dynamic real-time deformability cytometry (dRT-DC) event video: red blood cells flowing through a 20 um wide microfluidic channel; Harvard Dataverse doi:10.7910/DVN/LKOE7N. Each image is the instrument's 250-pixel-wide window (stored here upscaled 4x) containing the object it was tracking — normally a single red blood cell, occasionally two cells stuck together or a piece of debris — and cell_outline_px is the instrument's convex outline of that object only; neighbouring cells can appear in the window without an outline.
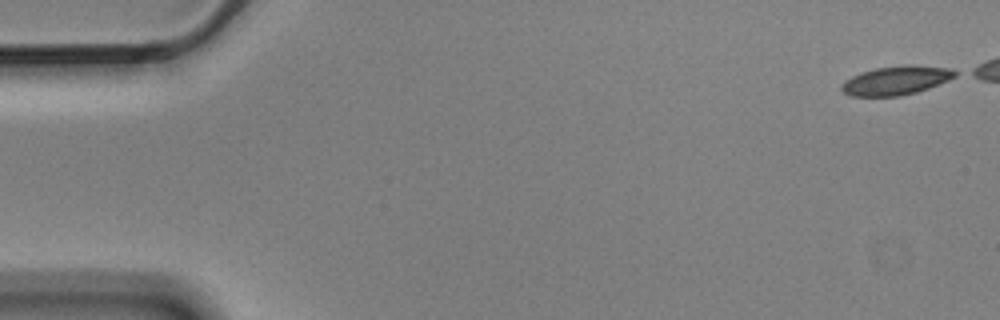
{"species": "Egyptian fruit bat (a non-hibernating species)", "species_latin": "Rousettus aegyptiacus", "temperature_condition": "cold", "stored_images_in_passage": 6, "camera_frame_rate_fps": 3000, "um_per_image_px": 0.085, "animal": {"sex": "male"}, "frame": {"image": 1, "passage_image": 1, "time_ms": 0.0, "image_size_px": [1000, 320], "cell_outline_px": [[956, 76], [948, 80], [928, 88], [916, 92], [900, 96], [852, 96], [844, 92], [840, 88], [840, 84], [852, 76], [876, 68], [904, 64], [908, 64], [948, 68], [956, 72]], "centroid_in_image_um": [76.15, 6.83], "position_along_channel_um": 8.8, "area_um2": 18.9}}
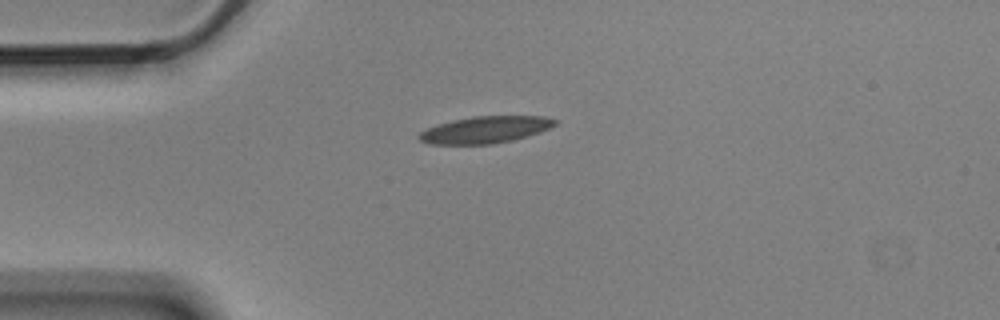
{"frame": {"image": 2, "passage_image": 6, "time_ms": 1.667, "image_size_px": [1000, 320], "cell_outline_px": [[556, 124], [540, 132], [528, 136], [512, 140], [492, 144], [428, 144], [420, 140], [416, 136], [424, 128], [452, 120], [472, 116], [544, 116], [556, 120]], "centroid_in_image_um": [41.19, 11.03], "position_along_channel_um": 43.8, "area_um2": 21.33}}